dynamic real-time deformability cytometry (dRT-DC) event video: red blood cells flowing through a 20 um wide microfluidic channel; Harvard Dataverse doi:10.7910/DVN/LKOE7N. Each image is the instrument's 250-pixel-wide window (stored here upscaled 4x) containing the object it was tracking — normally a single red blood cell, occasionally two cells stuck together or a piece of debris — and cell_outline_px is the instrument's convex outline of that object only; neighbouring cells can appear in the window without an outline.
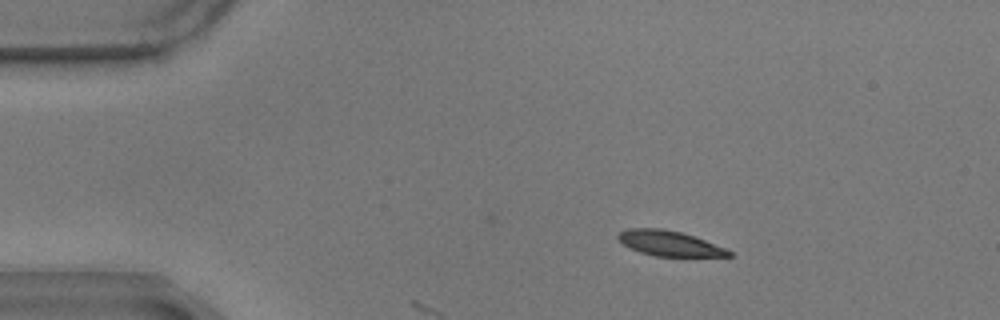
{"species": "common noctule bat (a hibernating species)", "species_latin": "Nyctalus noctula", "temperature_condition": "warm", "stored_images_in_passage": 4, "camera_frame_rate_fps": 3000, "um_per_image_px": 0.085, "animal": {"sex": "male", "body_mass_g": 17.9}, "frame": {"image": 1, "passage_image": 1, "time_ms": 0.0, "image_size_px": [1000, 320], "cell_outline_px": [[732, 256], [656, 256], [640, 252], [624, 244], [616, 236], [620, 232], [628, 228], [664, 228], [680, 232], [704, 240], [724, 248], [732, 252]], "centroid_in_image_um": [56.87, 20.68], "position_along_channel_um": 28.1, "area_um2": 15.9}}